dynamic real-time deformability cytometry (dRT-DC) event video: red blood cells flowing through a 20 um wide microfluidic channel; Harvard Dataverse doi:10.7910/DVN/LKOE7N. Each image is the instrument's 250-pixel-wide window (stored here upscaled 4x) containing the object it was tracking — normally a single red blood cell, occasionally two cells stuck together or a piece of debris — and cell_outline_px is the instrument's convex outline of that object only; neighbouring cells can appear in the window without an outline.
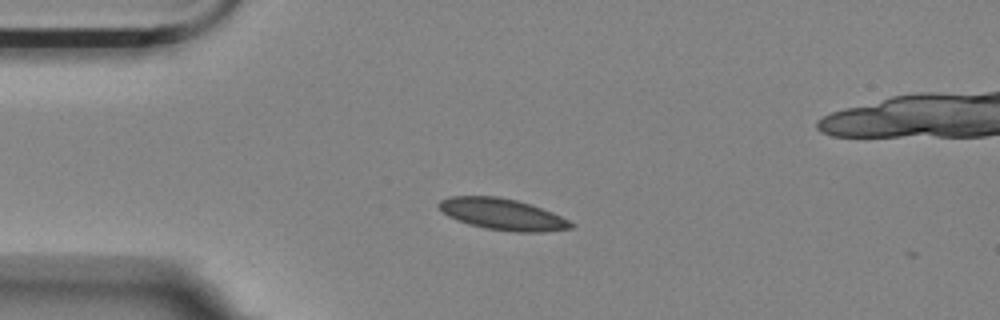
{"species": "Egyptian fruit bat (a non-hibernating species)", "species_latin": "Rousettus aegyptiacus", "temperature_condition": "room temperature", "stored_images_in_passage": 5, "camera_frame_rate_fps": 3000, "um_per_image_px": 0.085, "animal": {"sex": "female"}, "frame": {"image": 1, "passage_image": 4, "time_ms": 3.333, "image_size_px": [1000, 320], "cell_outline_px": [[576, 224], [572, 228], [544, 232], [516, 232], [484, 228], [468, 224], [456, 220], [448, 216], [436, 204], [440, 200], [448, 196], [496, 196], [516, 200], [532, 204], [552, 212]], "centroid_in_image_um": [42.7, 18.21], "position_along_channel_um": 42.3, "area_um2": 24.28}}